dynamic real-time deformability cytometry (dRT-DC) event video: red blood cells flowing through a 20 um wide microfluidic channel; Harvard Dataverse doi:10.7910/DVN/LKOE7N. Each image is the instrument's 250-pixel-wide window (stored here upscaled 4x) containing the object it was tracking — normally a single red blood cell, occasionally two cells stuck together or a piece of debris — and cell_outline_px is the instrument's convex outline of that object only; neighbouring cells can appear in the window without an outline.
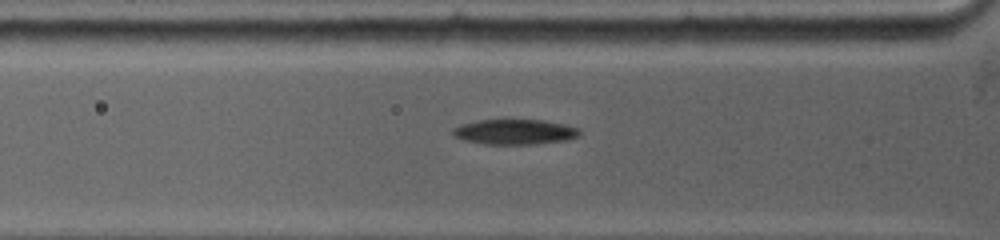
{"species": "common noctule bat (a hibernating species)", "species_latin": "Nyctalus noctula", "temperature_condition": "warm", "stored_images_in_passage": 40, "camera_frame_rate_fps": 5000, "um_per_image_px": 0.085, "animal": {"sex": "female", "body_mass_g": 19.0, "forearm_length_mm": 53.3}, "frame": {"image": 1, "passage_image": 12, "time_ms": 1.4, "image_size_px": [1000, 240], "cell_outline_px": [[580, 136], [568, 140], [536, 144], [484, 144], [464, 140], [452, 136], [452, 128], [460, 124], [480, 120], [544, 120], [564, 124], [580, 128]], "centroid_in_image_um": [43.76, 11.21], "position_along_channel_um": 82.0, "area_um2": 18.79}}
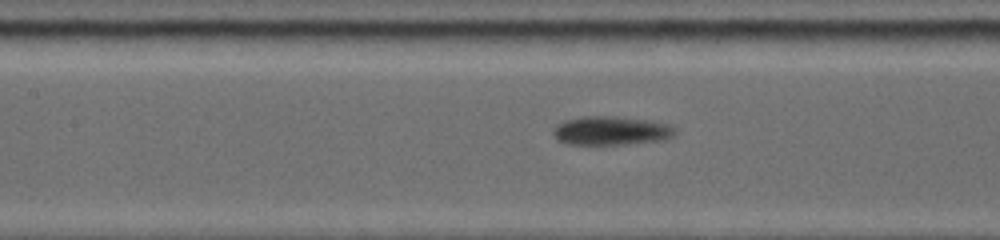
{"frame": {"image": 2, "passage_image": 30, "time_ms": 3.4, "image_size_px": [1000, 240], "cell_outline_px": [[676, 132], [672, 136], [664, 140], [624, 144], [564, 144], [556, 140], [552, 132], [552, 128], [556, 124], [564, 120], [584, 116], [616, 116], [652, 120], [668, 124], [676, 128]], "centroid_in_image_um": [51.91, 11.1], "position_along_channel_um": 155.5, "area_um2": 20.81}}
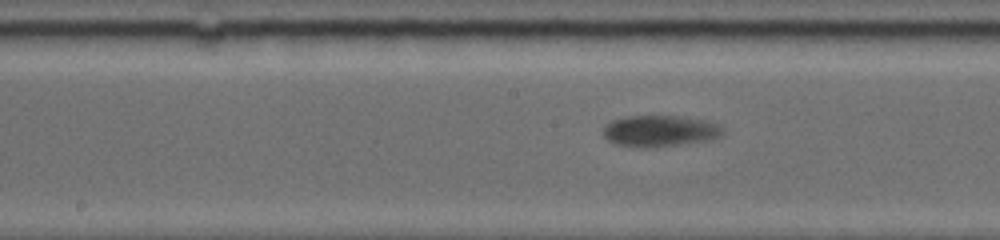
{"frame": {"image": 3, "passage_image": 38, "time_ms": 4.4, "image_size_px": [1000, 240], "cell_outline_px": [[724, 132], [720, 136], [712, 140], [648, 148], [640, 148], [616, 144], [608, 140], [604, 136], [604, 124], [612, 120], [628, 116], [680, 116], [708, 120], [720, 124], [724, 128]], "centroid_in_image_um": [56.13, 11.13], "position_along_channel_um": 192.1, "area_um2": 22.14}}